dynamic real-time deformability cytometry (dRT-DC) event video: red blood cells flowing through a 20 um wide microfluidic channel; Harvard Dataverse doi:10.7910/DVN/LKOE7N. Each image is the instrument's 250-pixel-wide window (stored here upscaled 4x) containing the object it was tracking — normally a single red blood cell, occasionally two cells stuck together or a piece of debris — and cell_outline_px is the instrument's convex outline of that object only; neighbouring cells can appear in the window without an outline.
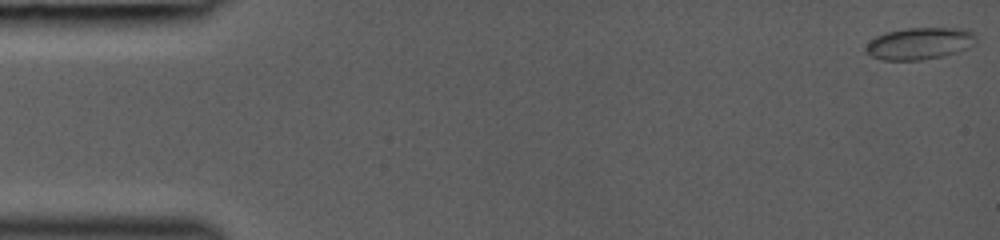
{"species": "common noctule bat (a hibernating species)", "species_latin": "Nyctalus noctula", "temperature_condition": "room temperature", "stored_images_in_passage": 29, "camera_frame_rate_fps": 3000, "um_per_image_px": 0.085, "animal": {"sex": "female", "body_mass_g": 19.0, "forearm_length_mm": 53.3}, "frame": {"image": 1, "passage_image": 1, "time_ms": 0.0, "image_size_px": [1000, 240], "cell_outline_px": [[976, 40], [968, 48], [944, 56], [920, 60], [884, 60], [872, 56], [864, 48], [876, 36], [884, 32], [904, 28], [968, 28], [976, 32]], "centroid_in_image_um": [78.21, 3.68], "position_along_channel_um": 6.8, "area_um2": 20.63}}
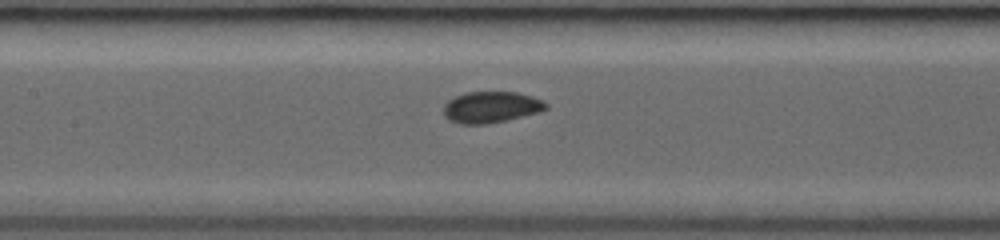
{"frame": {"image": 2, "passage_image": 18, "time_ms": 7.0, "image_size_px": [1000, 240], "cell_outline_px": [[548, 108], [540, 112], [488, 124], [460, 124], [448, 120], [444, 116], [444, 104], [448, 100], [464, 92], [516, 92], [532, 96], [544, 100], [548, 104]], "centroid_in_image_um": [41.74, 9.11], "position_along_channel_um": 165.7, "area_um2": 18.84}}
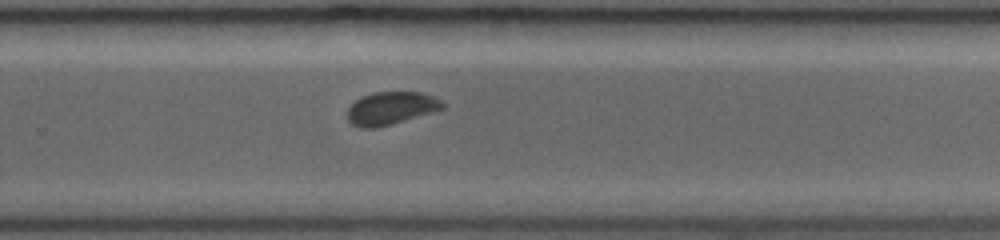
{"frame": {"image": 3, "passage_image": 25, "time_ms": 10.0, "image_size_px": [1000, 240], "cell_outline_px": [[444, 108], [392, 124], [376, 128], [360, 128], [352, 124], [348, 120], [348, 108], [360, 96], [372, 92], [424, 92], [440, 100], [444, 104]], "centroid_in_image_um": [33.2, 9.19], "position_along_channel_um": 296.6, "area_um2": 18.15}}